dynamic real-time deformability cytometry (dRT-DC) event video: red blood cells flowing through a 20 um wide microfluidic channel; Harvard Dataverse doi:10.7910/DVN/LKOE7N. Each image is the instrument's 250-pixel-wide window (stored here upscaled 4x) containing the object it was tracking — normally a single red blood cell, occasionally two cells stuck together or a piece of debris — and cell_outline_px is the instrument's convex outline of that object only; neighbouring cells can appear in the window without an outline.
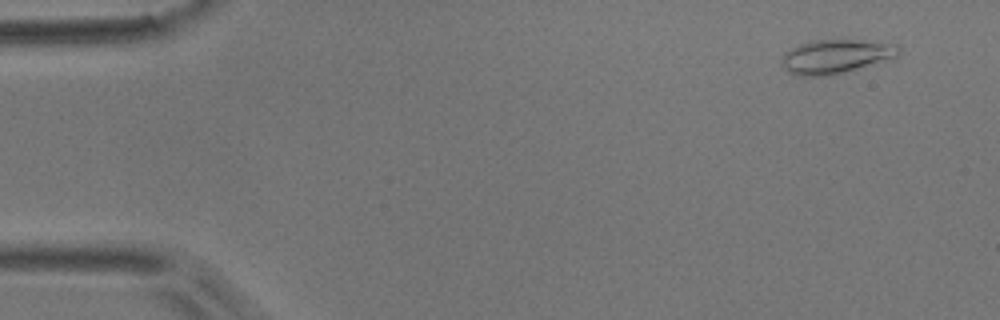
{"species": "common noctule bat (a hibernating species)", "species_latin": "Nyctalus noctula", "temperature_condition": "room temperature", "stored_images_in_passage": 8, "camera_frame_rate_fps": 3000, "um_per_image_px": 0.085, "animal": {"sex": "male", "body_mass_g": 17.9}, "frame": {"image": 1, "passage_image": 1, "time_ms": 0.0, "image_size_px": [1000, 320], "cell_outline_px": [[900, 52], [896, 56], [832, 76], [800, 76], [788, 72], [784, 68], [784, 56], [792, 48], [800, 44], [812, 40], [860, 40], [896, 44], [900, 48]], "centroid_in_image_um": [71.05, 4.8], "position_along_channel_um": 14.0, "area_um2": 22.66}}
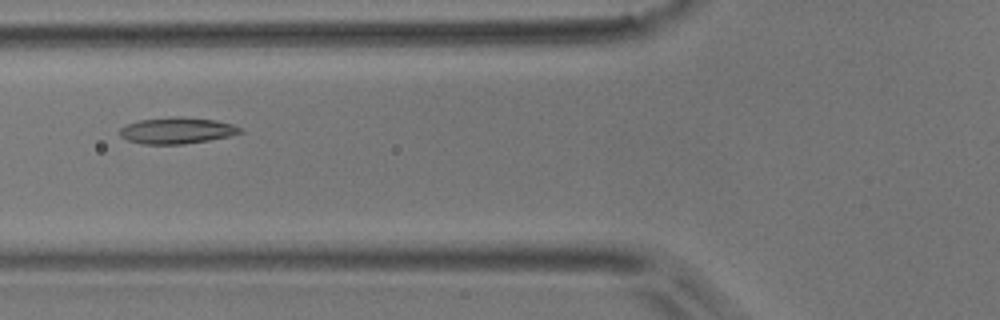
{"frame": {"image": 2, "passage_image": 6, "time_ms": 5.667, "image_size_px": [1000, 320], "cell_outline_px": [[244, 132], [228, 136], [208, 140], [184, 144], [140, 144], [128, 140], [120, 136], [120, 128], [124, 124], [140, 120], [180, 116], [216, 120], [232, 124], [240, 128]], "centroid_in_image_um": [15.01, 11.09], "position_along_channel_um": 110.8, "area_um2": 18.44}}
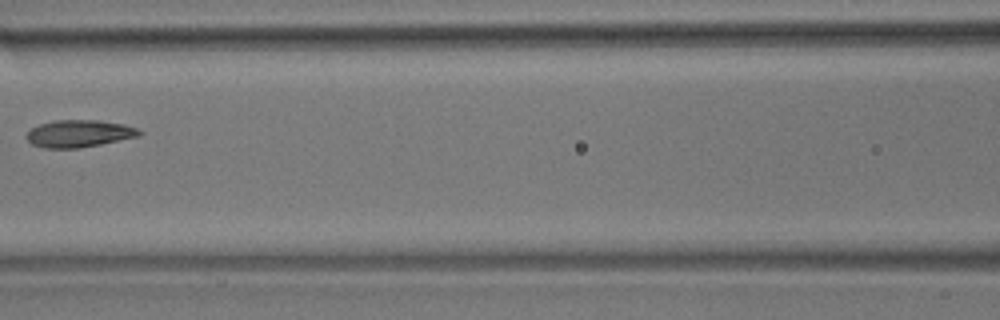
{"frame": {"image": 3, "passage_image": 7, "time_ms": 7.0, "image_size_px": [1000, 320], "cell_outline_px": [[144, 132], [140, 136], [80, 148], [44, 148], [32, 144], [24, 136], [32, 128], [40, 124], [56, 120], [100, 120], [124, 124], [136, 128]], "centroid_in_image_um": [6.73, 11.35], "position_along_channel_um": 159.9, "area_um2": 17.92}}